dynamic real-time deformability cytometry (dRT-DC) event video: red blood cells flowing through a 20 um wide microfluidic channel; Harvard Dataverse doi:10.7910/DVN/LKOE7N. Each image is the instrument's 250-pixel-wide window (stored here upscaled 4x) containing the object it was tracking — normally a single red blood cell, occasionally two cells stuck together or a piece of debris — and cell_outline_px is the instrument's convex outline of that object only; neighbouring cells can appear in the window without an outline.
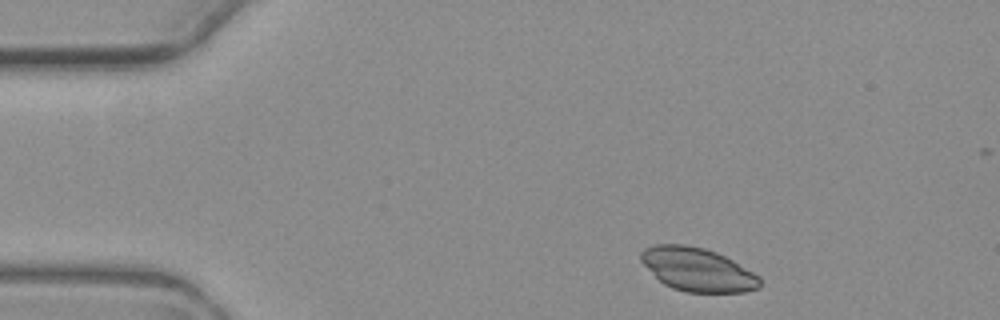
{"species": "common noctule bat (a hibernating species)", "species_latin": "Nyctalus noctula", "temperature_condition": "warm", "stored_images_in_passage": 4, "camera_frame_rate_fps": 3000, "um_per_image_px": 0.085, "animal": {"sex": "female", "body_mass_g": 19.3, "forearm_length_mm": 54.1}, "frame": {"image": 1, "passage_image": 1, "time_ms": 0.0, "image_size_px": [1000, 320], "cell_outline_px": [[760, 288], [744, 292], [684, 292], [672, 288], [664, 284], [640, 260], [640, 252], [644, 248], [656, 244], [684, 244], [704, 248], [716, 252], [732, 260], [760, 276]], "centroid_in_image_um": [59.29, 22.91], "position_along_channel_um": 25.7, "area_um2": 30.0}}